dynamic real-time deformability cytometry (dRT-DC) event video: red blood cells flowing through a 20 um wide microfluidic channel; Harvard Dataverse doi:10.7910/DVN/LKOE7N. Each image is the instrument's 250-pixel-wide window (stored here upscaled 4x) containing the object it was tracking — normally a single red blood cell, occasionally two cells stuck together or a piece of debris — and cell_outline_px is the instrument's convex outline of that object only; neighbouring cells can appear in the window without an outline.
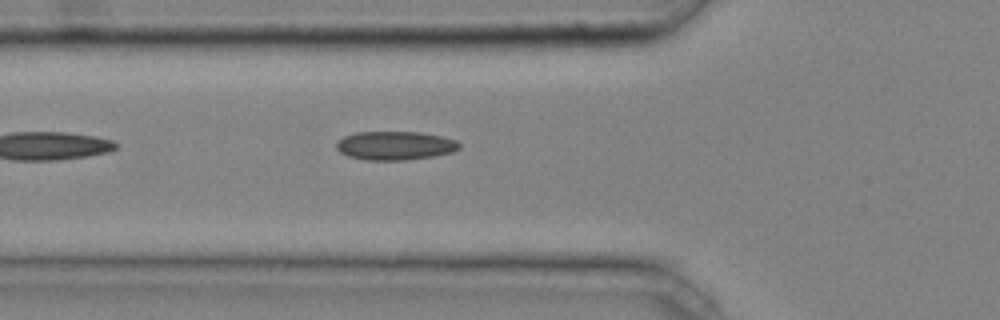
{"species": "common noctule bat (a hibernating species)", "species_latin": "Nyctalus noctula", "temperature_condition": "cold", "stored_images_in_passage": 4, "camera_frame_rate_fps": 3000, "um_per_image_px": 0.085, "animal": {"sex": "male", "body_mass_g": 20.4}, "frame": {"image": 1, "passage_image": 4, "time_ms": 1.0, "image_size_px": [1000, 320], "cell_outline_px": [[460, 148], [452, 152], [432, 156], [404, 160], [364, 160], [348, 156], [340, 152], [336, 148], [336, 144], [344, 136], [356, 132], [420, 132], [440, 136], [456, 140], [460, 144]], "centroid_in_image_um": [33.57, 12.37], "position_along_channel_um": 92.2, "area_um2": 20.46}}